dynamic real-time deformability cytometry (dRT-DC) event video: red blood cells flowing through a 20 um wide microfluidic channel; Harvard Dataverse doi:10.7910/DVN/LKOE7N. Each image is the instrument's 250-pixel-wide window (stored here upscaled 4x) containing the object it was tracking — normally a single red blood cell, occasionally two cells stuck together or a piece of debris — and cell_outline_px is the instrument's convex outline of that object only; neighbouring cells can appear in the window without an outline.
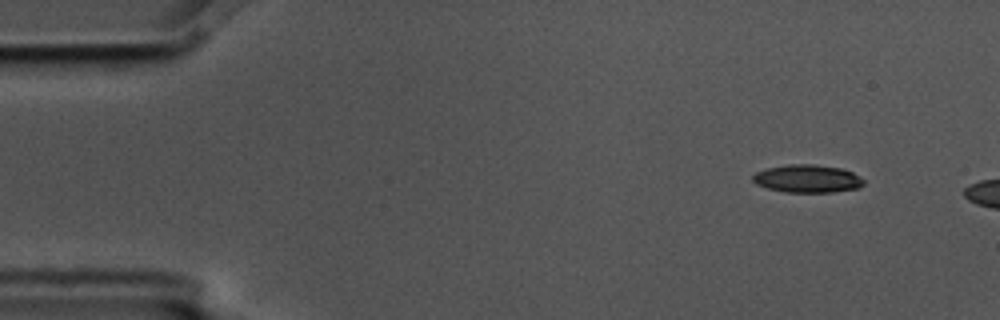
{"species": "common noctule bat (a hibernating species)", "species_latin": "Nyctalus noctula", "temperature_condition": "cold", "stored_images_in_passage": 3, "camera_frame_rate_fps": 3000, "um_per_image_px": 0.085, "animal": {"sex": "male", "body_mass_g": 17.5, "forearm_length_mm": 52.3}, "frame": {"image": 1, "passage_image": 1, "time_ms": 0.0, "image_size_px": [1000, 320], "cell_outline_px": [[864, 184], [860, 188], [832, 192], [784, 192], [768, 188], [756, 184], [752, 180], [752, 176], [756, 172], [768, 168], [788, 164], [812, 164], [840, 168], [852, 172], [864, 180]], "centroid_in_image_um": [68.63, 15.19], "position_along_channel_um": 16.4, "area_um2": 17.98}}